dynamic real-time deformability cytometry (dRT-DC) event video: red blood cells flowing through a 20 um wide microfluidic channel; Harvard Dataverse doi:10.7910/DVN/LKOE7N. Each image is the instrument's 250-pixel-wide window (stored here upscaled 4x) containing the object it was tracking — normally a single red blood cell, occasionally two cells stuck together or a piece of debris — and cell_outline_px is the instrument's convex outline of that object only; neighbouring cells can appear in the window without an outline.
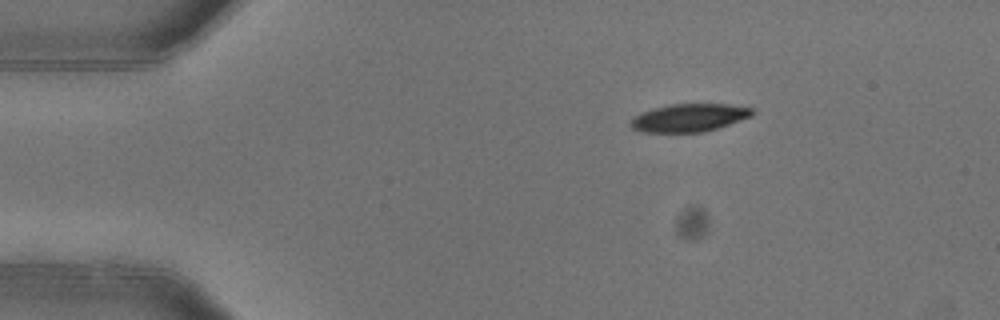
{"species": "common noctule bat (a hibernating species)", "species_latin": "Nyctalus noctula", "temperature_condition": "warm", "stored_images_in_passage": 3, "camera_frame_rate_fps": 3000, "um_per_image_px": 0.085, "animal": {"sex": "female"}, "frame": {"image": 1, "passage_image": 1, "time_ms": 0.0, "image_size_px": [1000, 320], "cell_outline_px": [[752, 116], [704, 132], [640, 132], [632, 128], [628, 124], [636, 116], [644, 112], [656, 108], [672, 104], [728, 104], [752, 108]], "centroid_in_image_um": [58.57, 10.01], "position_along_channel_um": 26.4, "area_um2": 19.42}}
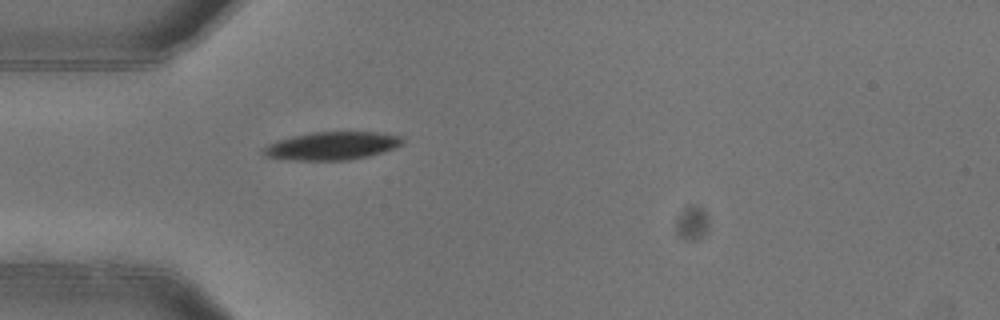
{"frame": {"image": 2, "passage_image": 3, "time_ms": 0.667, "image_size_px": [1000, 320], "cell_outline_px": [[404, 144], [396, 148], [384, 152], [368, 156], [348, 160], [292, 160], [264, 156], [260, 152], [268, 144], [276, 140], [292, 136], [312, 132], [376, 132], [400, 136], [404, 140]], "centroid_in_image_um": [28.22, 12.4], "position_along_channel_um": 56.8, "area_um2": 22.89}}